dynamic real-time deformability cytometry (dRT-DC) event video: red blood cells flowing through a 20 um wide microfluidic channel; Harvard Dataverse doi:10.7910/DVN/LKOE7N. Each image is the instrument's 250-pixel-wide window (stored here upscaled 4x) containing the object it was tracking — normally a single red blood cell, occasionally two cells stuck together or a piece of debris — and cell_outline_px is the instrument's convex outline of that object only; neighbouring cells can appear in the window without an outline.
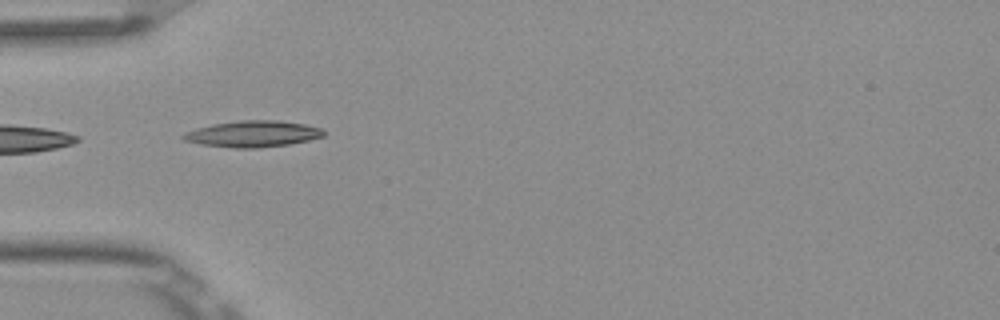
{"species": "Egyptian fruit bat (a non-hibernating species)", "species_latin": "Rousettus aegyptiacus", "temperature_condition": "room temperature", "stored_images_in_passage": 4, "camera_frame_rate_fps": 3000, "um_per_image_px": 0.085, "frame": {"image": 1, "passage_image": 2, "time_ms": 0.333, "image_size_px": [1000, 320], "cell_outline_px": [[324, 136], [308, 140], [288, 144], [256, 148], [232, 148], [200, 144], [184, 140], [180, 136], [184, 132], [196, 128], [212, 124], [240, 120], [276, 120], [304, 124], [324, 128]], "centroid_in_image_um": [21.46, 11.37], "position_along_channel_um": 63.5, "area_um2": 21.56}}
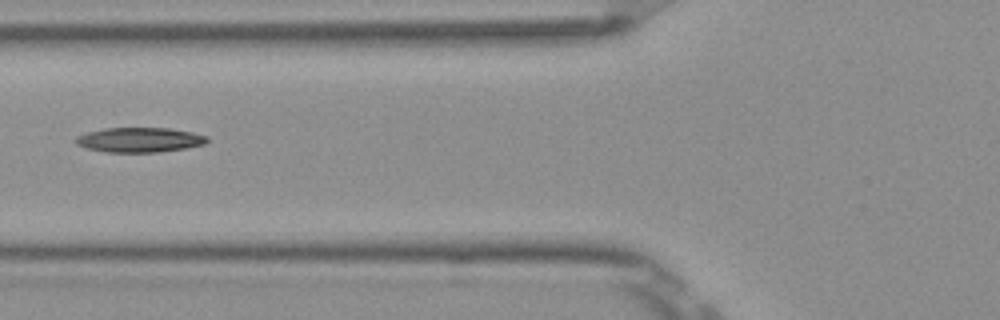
{"frame": {"image": 2, "passage_image": 3, "time_ms": 0.667, "image_size_px": [1000, 320], "cell_outline_px": [[208, 140], [204, 144], [184, 148], [160, 152], [104, 152], [88, 148], [76, 144], [72, 140], [76, 136], [88, 132], [104, 128], [168, 128], [192, 132], [208, 136]], "centroid_in_image_um": [11.83, 11.88], "position_along_channel_um": 114.0, "area_um2": 18.96}}
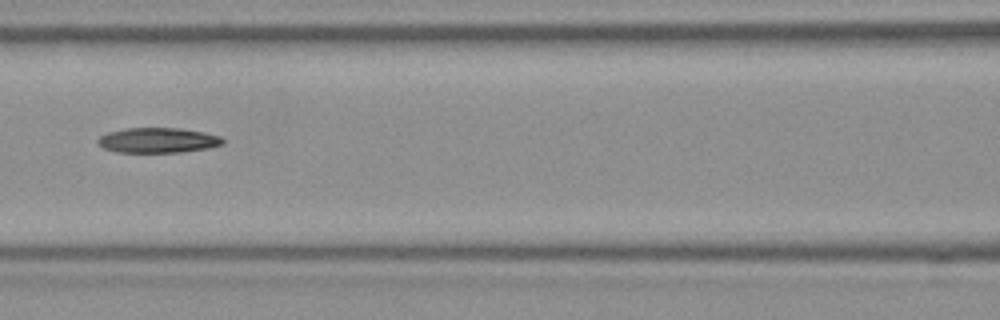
{"frame": {"image": 3, "passage_image": 4, "time_ms": 1.0, "image_size_px": [1000, 320], "cell_outline_px": [[224, 144], [208, 148], [180, 152], [116, 152], [104, 148], [96, 144], [96, 140], [100, 136], [108, 132], [124, 128], [180, 128], [204, 132], [220, 136], [224, 140]], "centroid_in_image_um": [13.4, 11.92], "position_along_channel_um": 153.2, "area_um2": 18.38}}